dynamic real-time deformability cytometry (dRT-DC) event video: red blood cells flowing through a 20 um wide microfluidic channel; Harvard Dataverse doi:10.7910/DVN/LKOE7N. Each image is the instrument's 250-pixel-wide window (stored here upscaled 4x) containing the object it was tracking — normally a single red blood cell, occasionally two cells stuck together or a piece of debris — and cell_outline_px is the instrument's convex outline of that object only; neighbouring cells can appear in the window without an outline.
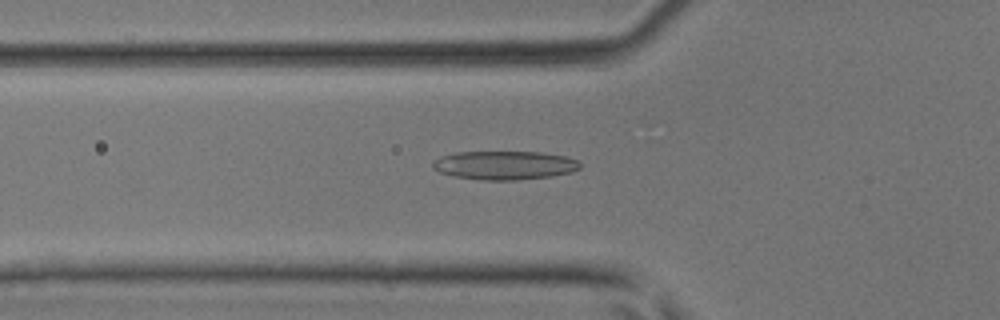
{"species": "common noctule bat (a hibernating species)", "species_latin": "Nyctalus noctula", "temperature_condition": "room temperature", "stored_images_in_passage": 44, "camera_frame_rate_fps": 3000, "um_per_image_px": 0.085, "animal": {"sex": "male", "body_mass_g": 17.9, "forearm_length_mm": 54.2}, "frame": {"image": 1, "passage_image": 16, "time_ms": 5.0, "image_size_px": [1000, 320], "cell_outline_px": [[580, 168], [572, 172], [552, 176], [516, 180], [480, 180], [452, 176], [440, 172], [432, 168], [432, 160], [440, 156], [456, 152], [540, 152], [564, 156], [580, 160]], "centroid_in_image_um": [42.86, 14.05], "position_along_channel_um": 82.9, "area_um2": 24.85}}
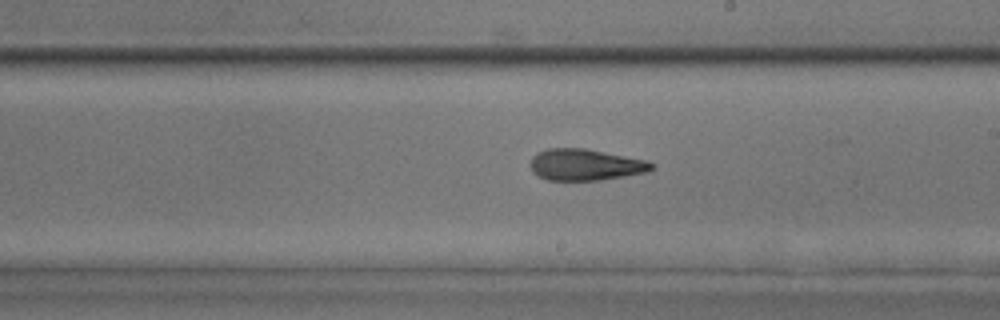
{"frame": {"image": 2, "passage_image": 26, "time_ms": 8.333, "image_size_px": [1000, 320], "cell_outline_px": [[656, 168], [648, 172], [600, 180], [548, 180], [532, 172], [528, 164], [532, 156], [536, 152], [548, 148], [584, 148], [648, 160], [656, 164]], "centroid_in_image_um": [49.76, 13.99], "position_along_channel_um": 239.2, "area_um2": 22.54}}
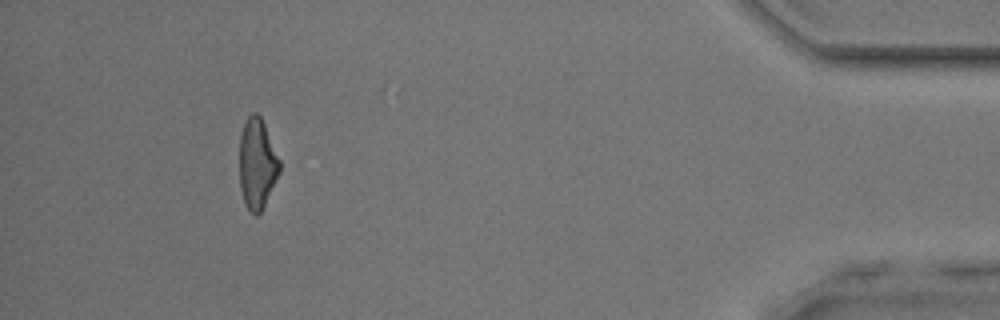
{"frame": {"image": 3, "passage_image": 41, "time_ms": 13.333, "image_size_px": [1000, 320], "cell_outline_px": [[280, 172], [260, 212], [256, 216], [244, 204], [240, 188], [240, 136], [244, 124], [248, 116], [252, 112], [256, 112], [260, 116], [264, 124], [280, 160]], "centroid_in_image_um": [21.85, 13.9], "position_along_channel_um": 413.4, "area_um2": 20.87}}